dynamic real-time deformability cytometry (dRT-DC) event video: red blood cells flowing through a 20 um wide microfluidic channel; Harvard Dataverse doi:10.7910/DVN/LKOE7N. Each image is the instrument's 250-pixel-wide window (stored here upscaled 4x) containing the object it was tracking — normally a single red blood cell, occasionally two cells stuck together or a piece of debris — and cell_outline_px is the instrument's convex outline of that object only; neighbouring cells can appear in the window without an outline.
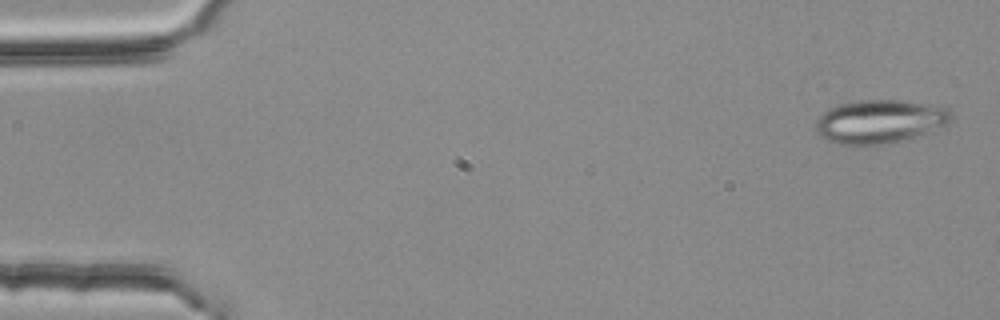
{"species": "common noctule bat (a hibernating species)", "species_latin": "Nyctalus noctula", "temperature_condition": "room temperature", "stored_images_in_passage": 3, "camera_frame_rate_fps": 3000, "um_per_image_px": 0.085, "animal": {"sex": "female", "body_mass_g": 25.1}, "frame": {"image": 1, "passage_image": 1, "time_ms": 0.0, "image_size_px": [1000, 320], "cell_outline_px": [[952, 120], [948, 124], [928, 132], [900, 140], [884, 144], [840, 144], [828, 140], [816, 132], [816, 120], [828, 108], [840, 104], [860, 100], [908, 100], [940, 104], [948, 108], [952, 116]], "centroid_in_image_um": [74.84, 10.29], "position_along_channel_um": 10.2, "area_um2": 34.39}}